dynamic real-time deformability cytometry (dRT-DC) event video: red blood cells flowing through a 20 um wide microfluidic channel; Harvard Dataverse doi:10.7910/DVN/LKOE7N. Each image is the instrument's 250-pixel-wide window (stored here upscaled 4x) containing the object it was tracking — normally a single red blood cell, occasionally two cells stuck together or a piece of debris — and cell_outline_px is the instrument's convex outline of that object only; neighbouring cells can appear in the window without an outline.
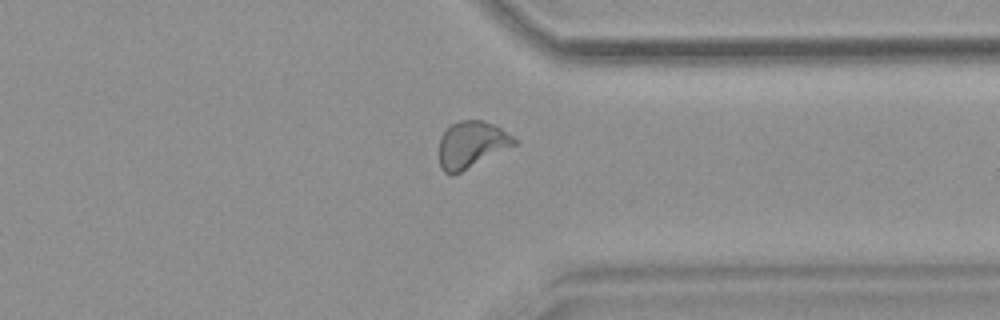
{"species": "common noctule bat (a hibernating species)", "species_latin": "Nyctalus noctula", "temperature_condition": "warm", "stored_images_in_passage": 37, "camera_frame_rate_fps": 3000, "um_per_image_px": 0.085, "animal": {"sex": "female", "body_mass_g": 18.4}, "frame": {"image": 1, "passage_image": 27, "time_ms": 8.667, "image_size_px": [1000, 320], "cell_outline_px": [[516, 144], [452, 176], [444, 172], [440, 168], [440, 136], [452, 124], [460, 120], [484, 120], [500, 128], [512, 136], [516, 140]], "centroid_in_image_um": [40.04, 12.29], "position_along_channel_um": 371.4, "area_um2": 20.06}, "authors_computed_cell_mechanics": {"area_um2": 19.7676, "velocity_mm_per_s": 3.8209, "shape_relaxation_time_tau1_ms": 10.2939, "shape_relaxation_time_tau2_ms": 1.5959, "deformation_change_tau1": 0.1905, "deformation_change_tau2": 0.0676}}